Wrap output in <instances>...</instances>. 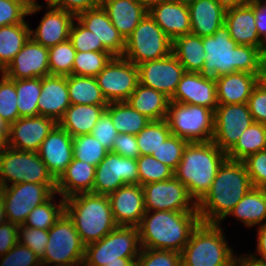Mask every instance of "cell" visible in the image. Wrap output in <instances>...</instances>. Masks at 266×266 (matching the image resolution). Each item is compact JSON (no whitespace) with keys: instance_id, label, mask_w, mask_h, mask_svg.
Segmentation results:
<instances>
[{"instance_id":"obj_24","label":"cell","mask_w":266,"mask_h":266,"mask_svg":"<svg viewBox=\"0 0 266 266\" xmlns=\"http://www.w3.org/2000/svg\"><path fill=\"white\" fill-rule=\"evenodd\" d=\"M255 18V2L226 10L225 26L231 38L240 45L260 48L266 54V43L258 36Z\"/></svg>"},{"instance_id":"obj_38","label":"cell","mask_w":266,"mask_h":266,"mask_svg":"<svg viewBox=\"0 0 266 266\" xmlns=\"http://www.w3.org/2000/svg\"><path fill=\"white\" fill-rule=\"evenodd\" d=\"M67 86L71 104L108 105L95 77L67 76Z\"/></svg>"},{"instance_id":"obj_66","label":"cell","mask_w":266,"mask_h":266,"mask_svg":"<svg viewBox=\"0 0 266 266\" xmlns=\"http://www.w3.org/2000/svg\"><path fill=\"white\" fill-rule=\"evenodd\" d=\"M162 1L166 0H137L139 4H141L148 11L155 5L159 4Z\"/></svg>"},{"instance_id":"obj_4","label":"cell","mask_w":266,"mask_h":266,"mask_svg":"<svg viewBox=\"0 0 266 266\" xmlns=\"http://www.w3.org/2000/svg\"><path fill=\"white\" fill-rule=\"evenodd\" d=\"M227 155L212 141L188 143L174 176L198 203L210 190L219 167Z\"/></svg>"},{"instance_id":"obj_48","label":"cell","mask_w":266,"mask_h":266,"mask_svg":"<svg viewBox=\"0 0 266 266\" xmlns=\"http://www.w3.org/2000/svg\"><path fill=\"white\" fill-rule=\"evenodd\" d=\"M0 80V116L9 125L19 118L17 108L16 80L7 78L4 73Z\"/></svg>"},{"instance_id":"obj_16","label":"cell","mask_w":266,"mask_h":266,"mask_svg":"<svg viewBox=\"0 0 266 266\" xmlns=\"http://www.w3.org/2000/svg\"><path fill=\"white\" fill-rule=\"evenodd\" d=\"M139 173L134 158L109 152L96 166L92 193L108 196L126 184H138Z\"/></svg>"},{"instance_id":"obj_60","label":"cell","mask_w":266,"mask_h":266,"mask_svg":"<svg viewBox=\"0 0 266 266\" xmlns=\"http://www.w3.org/2000/svg\"><path fill=\"white\" fill-rule=\"evenodd\" d=\"M255 18L258 36L266 43V2L262 4L261 0H255ZM263 37V38H262Z\"/></svg>"},{"instance_id":"obj_56","label":"cell","mask_w":266,"mask_h":266,"mask_svg":"<svg viewBox=\"0 0 266 266\" xmlns=\"http://www.w3.org/2000/svg\"><path fill=\"white\" fill-rule=\"evenodd\" d=\"M247 104L253 121L266 124V82L263 79L253 88Z\"/></svg>"},{"instance_id":"obj_51","label":"cell","mask_w":266,"mask_h":266,"mask_svg":"<svg viewBox=\"0 0 266 266\" xmlns=\"http://www.w3.org/2000/svg\"><path fill=\"white\" fill-rule=\"evenodd\" d=\"M69 40L72 42L75 50L79 52H109L103 46L102 42H98V39L94 33L87 30L78 21L77 25H75L74 22L72 23Z\"/></svg>"},{"instance_id":"obj_6","label":"cell","mask_w":266,"mask_h":266,"mask_svg":"<svg viewBox=\"0 0 266 266\" xmlns=\"http://www.w3.org/2000/svg\"><path fill=\"white\" fill-rule=\"evenodd\" d=\"M219 224L200 222L181 251L182 266H238Z\"/></svg>"},{"instance_id":"obj_17","label":"cell","mask_w":266,"mask_h":266,"mask_svg":"<svg viewBox=\"0 0 266 266\" xmlns=\"http://www.w3.org/2000/svg\"><path fill=\"white\" fill-rule=\"evenodd\" d=\"M139 83L173 97L185 68L171 53L167 57L146 61L138 65Z\"/></svg>"},{"instance_id":"obj_35","label":"cell","mask_w":266,"mask_h":266,"mask_svg":"<svg viewBox=\"0 0 266 266\" xmlns=\"http://www.w3.org/2000/svg\"><path fill=\"white\" fill-rule=\"evenodd\" d=\"M245 223L246 226L264 224L266 220V189L253 187L229 213Z\"/></svg>"},{"instance_id":"obj_54","label":"cell","mask_w":266,"mask_h":266,"mask_svg":"<svg viewBox=\"0 0 266 266\" xmlns=\"http://www.w3.org/2000/svg\"><path fill=\"white\" fill-rule=\"evenodd\" d=\"M253 187L266 189V149L243 160Z\"/></svg>"},{"instance_id":"obj_10","label":"cell","mask_w":266,"mask_h":266,"mask_svg":"<svg viewBox=\"0 0 266 266\" xmlns=\"http://www.w3.org/2000/svg\"><path fill=\"white\" fill-rule=\"evenodd\" d=\"M22 182L56 184L38 152L17 150L6 146L0 150V188Z\"/></svg>"},{"instance_id":"obj_8","label":"cell","mask_w":266,"mask_h":266,"mask_svg":"<svg viewBox=\"0 0 266 266\" xmlns=\"http://www.w3.org/2000/svg\"><path fill=\"white\" fill-rule=\"evenodd\" d=\"M165 120L171 135L189 143L213 139L214 111L207 107L170 101Z\"/></svg>"},{"instance_id":"obj_64","label":"cell","mask_w":266,"mask_h":266,"mask_svg":"<svg viewBox=\"0 0 266 266\" xmlns=\"http://www.w3.org/2000/svg\"><path fill=\"white\" fill-rule=\"evenodd\" d=\"M238 266H266V264L250 260L248 257L243 258V256H240Z\"/></svg>"},{"instance_id":"obj_43","label":"cell","mask_w":266,"mask_h":266,"mask_svg":"<svg viewBox=\"0 0 266 266\" xmlns=\"http://www.w3.org/2000/svg\"><path fill=\"white\" fill-rule=\"evenodd\" d=\"M48 49L50 75H72L73 63L77 52L72 42L67 40Z\"/></svg>"},{"instance_id":"obj_63","label":"cell","mask_w":266,"mask_h":266,"mask_svg":"<svg viewBox=\"0 0 266 266\" xmlns=\"http://www.w3.org/2000/svg\"><path fill=\"white\" fill-rule=\"evenodd\" d=\"M10 126H0V150L7 146V138Z\"/></svg>"},{"instance_id":"obj_22","label":"cell","mask_w":266,"mask_h":266,"mask_svg":"<svg viewBox=\"0 0 266 266\" xmlns=\"http://www.w3.org/2000/svg\"><path fill=\"white\" fill-rule=\"evenodd\" d=\"M170 101L204 106L215 111L218 106L215 78L185 72Z\"/></svg>"},{"instance_id":"obj_5","label":"cell","mask_w":266,"mask_h":266,"mask_svg":"<svg viewBox=\"0 0 266 266\" xmlns=\"http://www.w3.org/2000/svg\"><path fill=\"white\" fill-rule=\"evenodd\" d=\"M65 213L85 246L113 231L116 224L108 196L81 193L65 199Z\"/></svg>"},{"instance_id":"obj_32","label":"cell","mask_w":266,"mask_h":266,"mask_svg":"<svg viewBox=\"0 0 266 266\" xmlns=\"http://www.w3.org/2000/svg\"><path fill=\"white\" fill-rule=\"evenodd\" d=\"M107 105L71 104L58 124L72 137L90 134Z\"/></svg>"},{"instance_id":"obj_57","label":"cell","mask_w":266,"mask_h":266,"mask_svg":"<svg viewBox=\"0 0 266 266\" xmlns=\"http://www.w3.org/2000/svg\"><path fill=\"white\" fill-rule=\"evenodd\" d=\"M111 152L123 157L137 159L140 156V150L136 135L119 133L114 139Z\"/></svg>"},{"instance_id":"obj_23","label":"cell","mask_w":266,"mask_h":266,"mask_svg":"<svg viewBox=\"0 0 266 266\" xmlns=\"http://www.w3.org/2000/svg\"><path fill=\"white\" fill-rule=\"evenodd\" d=\"M76 21L93 32L98 42H102L113 56H123L125 39L113 26L102 6L81 12L76 15Z\"/></svg>"},{"instance_id":"obj_15","label":"cell","mask_w":266,"mask_h":266,"mask_svg":"<svg viewBox=\"0 0 266 266\" xmlns=\"http://www.w3.org/2000/svg\"><path fill=\"white\" fill-rule=\"evenodd\" d=\"M253 122L247 103L218 104L214 111L212 142L227 153Z\"/></svg>"},{"instance_id":"obj_36","label":"cell","mask_w":266,"mask_h":266,"mask_svg":"<svg viewBox=\"0 0 266 266\" xmlns=\"http://www.w3.org/2000/svg\"><path fill=\"white\" fill-rule=\"evenodd\" d=\"M106 111L110 114L118 133L137 135L151 122L127 102L108 103Z\"/></svg>"},{"instance_id":"obj_19","label":"cell","mask_w":266,"mask_h":266,"mask_svg":"<svg viewBox=\"0 0 266 266\" xmlns=\"http://www.w3.org/2000/svg\"><path fill=\"white\" fill-rule=\"evenodd\" d=\"M48 55L49 49L30 37L6 67L4 75L11 80L50 75Z\"/></svg>"},{"instance_id":"obj_47","label":"cell","mask_w":266,"mask_h":266,"mask_svg":"<svg viewBox=\"0 0 266 266\" xmlns=\"http://www.w3.org/2000/svg\"><path fill=\"white\" fill-rule=\"evenodd\" d=\"M139 179L138 184L143 186L152 182L165 181L174 176V171L158 161L152 155H140L137 159Z\"/></svg>"},{"instance_id":"obj_33","label":"cell","mask_w":266,"mask_h":266,"mask_svg":"<svg viewBox=\"0 0 266 266\" xmlns=\"http://www.w3.org/2000/svg\"><path fill=\"white\" fill-rule=\"evenodd\" d=\"M126 102L151 121H156L166 119L170 98L138 83Z\"/></svg>"},{"instance_id":"obj_67","label":"cell","mask_w":266,"mask_h":266,"mask_svg":"<svg viewBox=\"0 0 266 266\" xmlns=\"http://www.w3.org/2000/svg\"><path fill=\"white\" fill-rule=\"evenodd\" d=\"M7 222L2 196L0 194V227Z\"/></svg>"},{"instance_id":"obj_52","label":"cell","mask_w":266,"mask_h":266,"mask_svg":"<svg viewBox=\"0 0 266 266\" xmlns=\"http://www.w3.org/2000/svg\"><path fill=\"white\" fill-rule=\"evenodd\" d=\"M48 239V230L19 226L18 243L30 248L40 259L45 253Z\"/></svg>"},{"instance_id":"obj_29","label":"cell","mask_w":266,"mask_h":266,"mask_svg":"<svg viewBox=\"0 0 266 266\" xmlns=\"http://www.w3.org/2000/svg\"><path fill=\"white\" fill-rule=\"evenodd\" d=\"M190 12L191 34L212 36L225 22V10L216 0H192Z\"/></svg>"},{"instance_id":"obj_9","label":"cell","mask_w":266,"mask_h":266,"mask_svg":"<svg viewBox=\"0 0 266 266\" xmlns=\"http://www.w3.org/2000/svg\"><path fill=\"white\" fill-rule=\"evenodd\" d=\"M172 53V40L147 13L134 31L125 39L123 57L139 65L167 57Z\"/></svg>"},{"instance_id":"obj_18","label":"cell","mask_w":266,"mask_h":266,"mask_svg":"<svg viewBox=\"0 0 266 266\" xmlns=\"http://www.w3.org/2000/svg\"><path fill=\"white\" fill-rule=\"evenodd\" d=\"M58 123L42 115L18 118L10 124L7 146L28 152H38L42 142Z\"/></svg>"},{"instance_id":"obj_55","label":"cell","mask_w":266,"mask_h":266,"mask_svg":"<svg viewBox=\"0 0 266 266\" xmlns=\"http://www.w3.org/2000/svg\"><path fill=\"white\" fill-rule=\"evenodd\" d=\"M109 152L112 151L114 139L119 134L113 125L110 114L105 110L96 122L91 133Z\"/></svg>"},{"instance_id":"obj_40","label":"cell","mask_w":266,"mask_h":266,"mask_svg":"<svg viewBox=\"0 0 266 266\" xmlns=\"http://www.w3.org/2000/svg\"><path fill=\"white\" fill-rule=\"evenodd\" d=\"M16 92L19 118L38 116L41 78L16 80Z\"/></svg>"},{"instance_id":"obj_21","label":"cell","mask_w":266,"mask_h":266,"mask_svg":"<svg viewBox=\"0 0 266 266\" xmlns=\"http://www.w3.org/2000/svg\"><path fill=\"white\" fill-rule=\"evenodd\" d=\"M114 220L118 226L137 227L146 210L139 184H126L108 195Z\"/></svg>"},{"instance_id":"obj_1","label":"cell","mask_w":266,"mask_h":266,"mask_svg":"<svg viewBox=\"0 0 266 266\" xmlns=\"http://www.w3.org/2000/svg\"><path fill=\"white\" fill-rule=\"evenodd\" d=\"M205 62L200 74L216 78L234 72H247L261 80L266 67V54L257 47L237 44L225 24L212 36L203 37Z\"/></svg>"},{"instance_id":"obj_65","label":"cell","mask_w":266,"mask_h":266,"mask_svg":"<svg viewBox=\"0 0 266 266\" xmlns=\"http://www.w3.org/2000/svg\"><path fill=\"white\" fill-rule=\"evenodd\" d=\"M136 258H121V262L108 263L105 266H135Z\"/></svg>"},{"instance_id":"obj_45","label":"cell","mask_w":266,"mask_h":266,"mask_svg":"<svg viewBox=\"0 0 266 266\" xmlns=\"http://www.w3.org/2000/svg\"><path fill=\"white\" fill-rule=\"evenodd\" d=\"M40 9L36 0H0V27L24 23V16Z\"/></svg>"},{"instance_id":"obj_2","label":"cell","mask_w":266,"mask_h":266,"mask_svg":"<svg viewBox=\"0 0 266 266\" xmlns=\"http://www.w3.org/2000/svg\"><path fill=\"white\" fill-rule=\"evenodd\" d=\"M251 188L253 185L243 161L226 159L210 190L197 203L200 221L220 225Z\"/></svg>"},{"instance_id":"obj_39","label":"cell","mask_w":266,"mask_h":266,"mask_svg":"<svg viewBox=\"0 0 266 266\" xmlns=\"http://www.w3.org/2000/svg\"><path fill=\"white\" fill-rule=\"evenodd\" d=\"M266 149L265 124L253 122L226 153L227 159L243 161L248 156Z\"/></svg>"},{"instance_id":"obj_27","label":"cell","mask_w":266,"mask_h":266,"mask_svg":"<svg viewBox=\"0 0 266 266\" xmlns=\"http://www.w3.org/2000/svg\"><path fill=\"white\" fill-rule=\"evenodd\" d=\"M148 13L172 41L191 33L190 12L186 3L162 1Z\"/></svg>"},{"instance_id":"obj_59","label":"cell","mask_w":266,"mask_h":266,"mask_svg":"<svg viewBox=\"0 0 266 266\" xmlns=\"http://www.w3.org/2000/svg\"><path fill=\"white\" fill-rule=\"evenodd\" d=\"M101 1L102 0H56L52 5L76 16L83 11L100 7Z\"/></svg>"},{"instance_id":"obj_34","label":"cell","mask_w":266,"mask_h":266,"mask_svg":"<svg viewBox=\"0 0 266 266\" xmlns=\"http://www.w3.org/2000/svg\"><path fill=\"white\" fill-rule=\"evenodd\" d=\"M172 53L186 72L200 73L205 62L203 37L186 34L172 41Z\"/></svg>"},{"instance_id":"obj_37","label":"cell","mask_w":266,"mask_h":266,"mask_svg":"<svg viewBox=\"0 0 266 266\" xmlns=\"http://www.w3.org/2000/svg\"><path fill=\"white\" fill-rule=\"evenodd\" d=\"M30 31L26 22L0 27V65L4 69L30 38Z\"/></svg>"},{"instance_id":"obj_7","label":"cell","mask_w":266,"mask_h":266,"mask_svg":"<svg viewBox=\"0 0 266 266\" xmlns=\"http://www.w3.org/2000/svg\"><path fill=\"white\" fill-rule=\"evenodd\" d=\"M140 251L138 228L117 226L102 239L85 246L82 266H105L121 262V258H138Z\"/></svg>"},{"instance_id":"obj_25","label":"cell","mask_w":266,"mask_h":266,"mask_svg":"<svg viewBox=\"0 0 266 266\" xmlns=\"http://www.w3.org/2000/svg\"><path fill=\"white\" fill-rule=\"evenodd\" d=\"M70 105L67 76L47 75L41 78L39 115L52 118L58 123Z\"/></svg>"},{"instance_id":"obj_58","label":"cell","mask_w":266,"mask_h":266,"mask_svg":"<svg viewBox=\"0 0 266 266\" xmlns=\"http://www.w3.org/2000/svg\"><path fill=\"white\" fill-rule=\"evenodd\" d=\"M18 229L19 225L8 221L0 227V257L18 243Z\"/></svg>"},{"instance_id":"obj_14","label":"cell","mask_w":266,"mask_h":266,"mask_svg":"<svg viewBox=\"0 0 266 266\" xmlns=\"http://www.w3.org/2000/svg\"><path fill=\"white\" fill-rule=\"evenodd\" d=\"M142 189L146 211L198 212L196 201L175 176L165 181L145 184Z\"/></svg>"},{"instance_id":"obj_44","label":"cell","mask_w":266,"mask_h":266,"mask_svg":"<svg viewBox=\"0 0 266 266\" xmlns=\"http://www.w3.org/2000/svg\"><path fill=\"white\" fill-rule=\"evenodd\" d=\"M109 153L91 134L73 137V157L97 166Z\"/></svg>"},{"instance_id":"obj_30","label":"cell","mask_w":266,"mask_h":266,"mask_svg":"<svg viewBox=\"0 0 266 266\" xmlns=\"http://www.w3.org/2000/svg\"><path fill=\"white\" fill-rule=\"evenodd\" d=\"M95 171L96 166L73 157L66 171L56 181V193L63 195L64 199L81 193H92Z\"/></svg>"},{"instance_id":"obj_71","label":"cell","mask_w":266,"mask_h":266,"mask_svg":"<svg viewBox=\"0 0 266 266\" xmlns=\"http://www.w3.org/2000/svg\"><path fill=\"white\" fill-rule=\"evenodd\" d=\"M263 80L266 82V67H265V71H264Z\"/></svg>"},{"instance_id":"obj_13","label":"cell","mask_w":266,"mask_h":266,"mask_svg":"<svg viewBox=\"0 0 266 266\" xmlns=\"http://www.w3.org/2000/svg\"><path fill=\"white\" fill-rule=\"evenodd\" d=\"M95 79L108 103L126 102L139 83V69L123 56H114Z\"/></svg>"},{"instance_id":"obj_20","label":"cell","mask_w":266,"mask_h":266,"mask_svg":"<svg viewBox=\"0 0 266 266\" xmlns=\"http://www.w3.org/2000/svg\"><path fill=\"white\" fill-rule=\"evenodd\" d=\"M38 155L57 181L73 160V137L57 124L42 142Z\"/></svg>"},{"instance_id":"obj_26","label":"cell","mask_w":266,"mask_h":266,"mask_svg":"<svg viewBox=\"0 0 266 266\" xmlns=\"http://www.w3.org/2000/svg\"><path fill=\"white\" fill-rule=\"evenodd\" d=\"M47 7L50 11L45 13L36 31H30V37L44 47L50 48L69 40L70 29L76 16L52 4Z\"/></svg>"},{"instance_id":"obj_3","label":"cell","mask_w":266,"mask_h":266,"mask_svg":"<svg viewBox=\"0 0 266 266\" xmlns=\"http://www.w3.org/2000/svg\"><path fill=\"white\" fill-rule=\"evenodd\" d=\"M149 213L145 212L137 226L141 248L181 253L192 231L201 222L198 212L160 210Z\"/></svg>"},{"instance_id":"obj_42","label":"cell","mask_w":266,"mask_h":266,"mask_svg":"<svg viewBox=\"0 0 266 266\" xmlns=\"http://www.w3.org/2000/svg\"><path fill=\"white\" fill-rule=\"evenodd\" d=\"M170 135L165 119L151 121L136 135L140 155H152Z\"/></svg>"},{"instance_id":"obj_62","label":"cell","mask_w":266,"mask_h":266,"mask_svg":"<svg viewBox=\"0 0 266 266\" xmlns=\"http://www.w3.org/2000/svg\"><path fill=\"white\" fill-rule=\"evenodd\" d=\"M216 1L225 11L237 7H242L253 2L252 0H216Z\"/></svg>"},{"instance_id":"obj_53","label":"cell","mask_w":266,"mask_h":266,"mask_svg":"<svg viewBox=\"0 0 266 266\" xmlns=\"http://www.w3.org/2000/svg\"><path fill=\"white\" fill-rule=\"evenodd\" d=\"M2 257L0 266H43L40 258L27 246L17 243Z\"/></svg>"},{"instance_id":"obj_49","label":"cell","mask_w":266,"mask_h":266,"mask_svg":"<svg viewBox=\"0 0 266 266\" xmlns=\"http://www.w3.org/2000/svg\"><path fill=\"white\" fill-rule=\"evenodd\" d=\"M188 143L184 139L170 135L152 156L175 171Z\"/></svg>"},{"instance_id":"obj_28","label":"cell","mask_w":266,"mask_h":266,"mask_svg":"<svg viewBox=\"0 0 266 266\" xmlns=\"http://www.w3.org/2000/svg\"><path fill=\"white\" fill-rule=\"evenodd\" d=\"M261 79L247 72H234L215 78L218 104L248 103L253 88Z\"/></svg>"},{"instance_id":"obj_72","label":"cell","mask_w":266,"mask_h":266,"mask_svg":"<svg viewBox=\"0 0 266 266\" xmlns=\"http://www.w3.org/2000/svg\"><path fill=\"white\" fill-rule=\"evenodd\" d=\"M4 70H5V69L0 65V72H1V73H4Z\"/></svg>"},{"instance_id":"obj_61","label":"cell","mask_w":266,"mask_h":266,"mask_svg":"<svg viewBox=\"0 0 266 266\" xmlns=\"http://www.w3.org/2000/svg\"><path fill=\"white\" fill-rule=\"evenodd\" d=\"M258 241H257V251L258 254L261 255L260 258H256L255 255H248L247 257L250 260L260 262L262 264H266V222L259 226L258 231Z\"/></svg>"},{"instance_id":"obj_41","label":"cell","mask_w":266,"mask_h":266,"mask_svg":"<svg viewBox=\"0 0 266 266\" xmlns=\"http://www.w3.org/2000/svg\"><path fill=\"white\" fill-rule=\"evenodd\" d=\"M54 194L43 204L35 207L27 216L24 226L49 230L65 213V199L62 198L58 205L52 203Z\"/></svg>"},{"instance_id":"obj_68","label":"cell","mask_w":266,"mask_h":266,"mask_svg":"<svg viewBox=\"0 0 266 266\" xmlns=\"http://www.w3.org/2000/svg\"><path fill=\"white\" fill-rule=\"evenodd\" d=\"M0 126H10L9 123L0 116Z\"/></svg>"},{"instance_id":"obj_12","label":"cell","mask_w":266,"mask_h":266,"mask_svg":"<svg viewBox=\"0 0 266 266\" xmlns=\"http://www.w3.org/2000/svg\"><path fill=\"white\" fill-rule=\"evenodd\" d=\"M8 222L23 225L29 213L56 194V184L22 182L0 188Z\"/></svg>"},{"instance_id":"obj_70","label":"cell","mask_w":266,"mask_h":266,"mask_svg":"<svg viewBox=\"0 0 266 266\" xmlns=\"http://www.w3.org/2000/svg\"><path fill=\"white\" fill-rule=\"evenodd\" d=\"M47 1V5L53 4L56 0H46Z\"/></svg>"},{"instance_id":"obj_46","label":"cell","mask_w":266,"mask_h":266,"mask_svg":"<svg viewBox=\"0 0 266 266\" xmlns=\"http://www.w3.org/2000/svg\"><path fill=\"white\" fill-rule=\"evenodd\" d=\"M114 57L110 52H76L72 74L96 77L105 65Z\"/></svg>"},{"instance_id":"obj_31","label":"cell","mask_w":266,"mask_h":266,"mask_svg":"<svg viewBox=\"0 0 266 266\" xmlns=\"http://www.w3.org/2000/svg\"><path fill=\"white\" fill-rule=\"evenodd\" d=\"M101 6L124 39L134 31L148 13V10L137 0H102Z\"/></svg>"},{"instance_id":"obj_11","label":"cell","mask_w":266,"mask_h":266,"mask_svg":"<svg viewBox=\"0 0 266 266\" xmlns=\"http://www.w3.org/2000/svg\"><path fill=\"white\" fill-rule=\"evenodd\" d=\"M48 235V244L40 259L42 265H83L85 245L66 213L48 230Z\"/></svg>"},{"instance_id":"obj_50","label":"cell","mask_w":266,"mask_h":266,"mask_svg":"<svg viewBox=\"0 0 266 266\" xmlns=\"http://www.w3.org/2000/svg\"><path fill=\"white\" fill-rule=\"evenodd\" d=\"M135 266H182L181 253L171 250L141 248Z\"/></svg>"},{"instance_id":"obj_69","label":"cell","mask_w":266,"mask_h":266,"mask_svg":"<svg viewBox=\"0 0 266 266\" xmlns=\"http://www.w3.org/2000/svg\"><path fill=\"white\" fill-rule=\"evenodd\" d=\"M171 1H176V2H182V3H190L192 0H171Z\"/></svg>"}]
</instances>
